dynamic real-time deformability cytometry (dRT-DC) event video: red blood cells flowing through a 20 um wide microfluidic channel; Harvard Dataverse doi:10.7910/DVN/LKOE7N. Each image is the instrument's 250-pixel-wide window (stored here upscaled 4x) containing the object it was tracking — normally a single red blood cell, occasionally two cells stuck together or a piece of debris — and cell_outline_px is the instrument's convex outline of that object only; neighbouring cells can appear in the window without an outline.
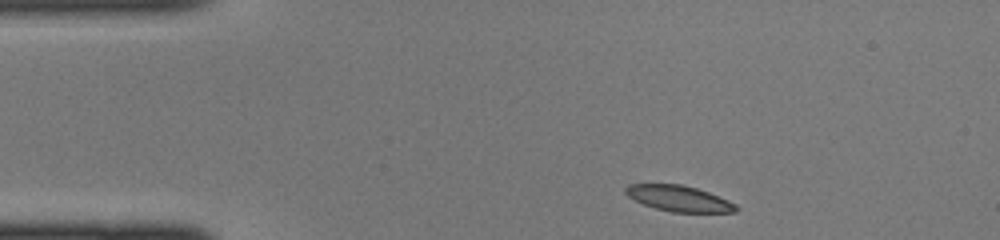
{"species": "common noctule bat (a hibernating species)", "species_latin": "Nyctalus noctula", "temperature_condition": "cold", "stored_images_in_passage": 38, "camera_frame_rate_fps": 3000, "um_per_image_px": 0.085, "animal": {"sex": "female", "body_mass_g": 22.0, "forearm_length_mm": 56.7}, "frame": {"image": 1, "passage_image": 1, "time_ms": 0.0, "image_size_px": [1000, 240], "cell_outline_px": [[740, 208], [736, 212], [672, 212], [656, 208], [644, 204], [628, 196], [624, 192], [624, 188], [628, 184], [680, 184], [696, 188], [708, 192], [728, 200], [736, 204]], "centroid_in_image_um": [57.72, 16.87], "position_along_channel_um": 27.3, "area_um2": 16.53}}
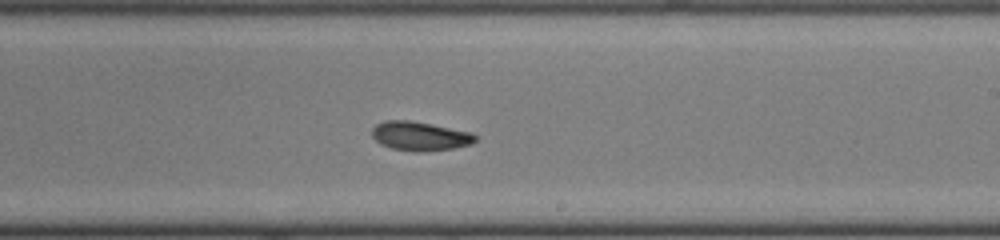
{"frame": {"image": 2, "passage_image": 20, "time_ms": 6.333, "image_size_px": [1000, 240], "cell_outline_px": [[476, 140], [472, 144], [452, 148], [420, 152], [416, 152], [392, 148], [380, 144], [372, 136], [372, 128], [376, 124], [384, 120], [408, 120], [472, 132], [476, 136]], "centroid_in_image_um": [35.68, 11.57], "position_along_channel_um": 253.3, "area_um2": 17.4}}
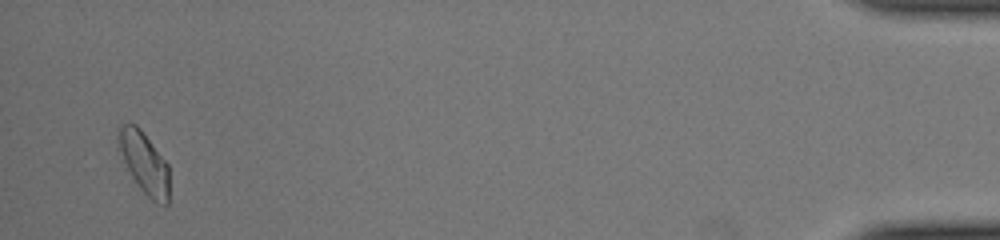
{"frame": {"image": 3, "passage_image": 37, "time_ms": 12.0, "image_size_px": [1000, 240], "cell_outline_px": [[168, 204], [156, 204], [140, 188], [132, 176], [116, 148], [116, 136], [120, 124], [136, 124], [140, 128], [168, 164]], "centroid_in_image_um": [12.21, 13.8], "position_along_channel_um": 423.0, "area_um2": 18.32}}